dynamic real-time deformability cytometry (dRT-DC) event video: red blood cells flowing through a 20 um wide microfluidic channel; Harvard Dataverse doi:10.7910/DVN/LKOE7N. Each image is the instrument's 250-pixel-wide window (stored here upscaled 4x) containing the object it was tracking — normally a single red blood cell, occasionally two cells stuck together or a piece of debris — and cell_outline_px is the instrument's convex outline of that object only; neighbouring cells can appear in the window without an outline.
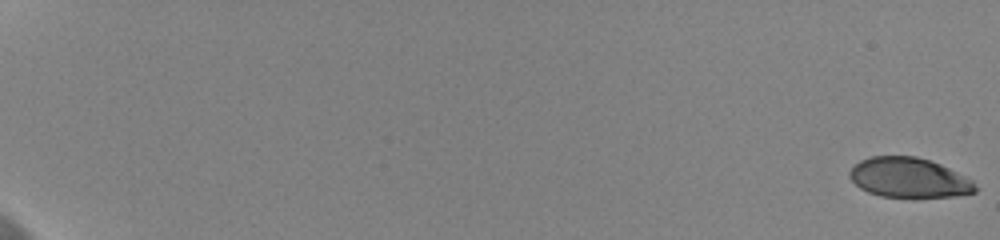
{"species": "human", "species_latin": "Homo sapiens", "temperature_condition": "cold", "stored_images_in_passage": 14, "camera_frame_rate_fps": 3000, "um_per_image_px": 0.085, "donor": {"sex": "female"}, "frame": {"image": 1, "passage_image": 1, "time_ms": 0.0, "image_size_px": [1000, 240], "cell_outline_px": [[976, 192], [952, 196], [912, 200], [880, 196], [868, 192], [860, 188], [848, 176], [848, 172], [860, 160], [872, 156], [916, 156], [940, 164], [972, 180], [976, 188]], "centroid_in_image_um": [77.24, 15.15], "position_along_channel_um": 7.8, "area_um2": 29.71}}
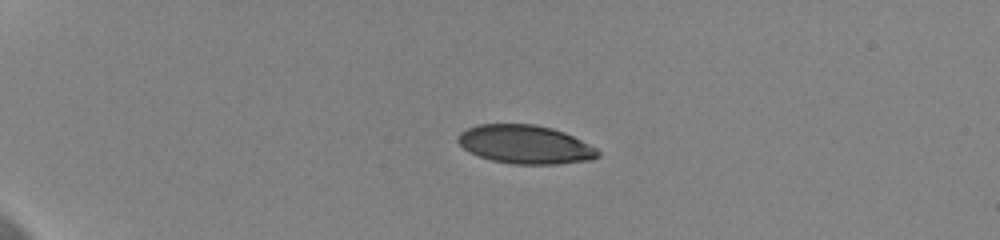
{"frame": {"image": 2, "passage_image": 10, "time_ms": 3.0, "image_size_px": [1000, 240], "cell_outline_px": [[600, 156], [592, 160], [556, 164], [512, 164], [492, 160], [468, 152], [456, 140], [456, 136], [460, 132], [476, 124], [532, 124], [552, 128], [564, 132], [596, 148], [600, 152]], "centroid_in_image_um": [44.62, 12.28], "position_along_channel_um": 40.4, "area_um2": 31.5}}
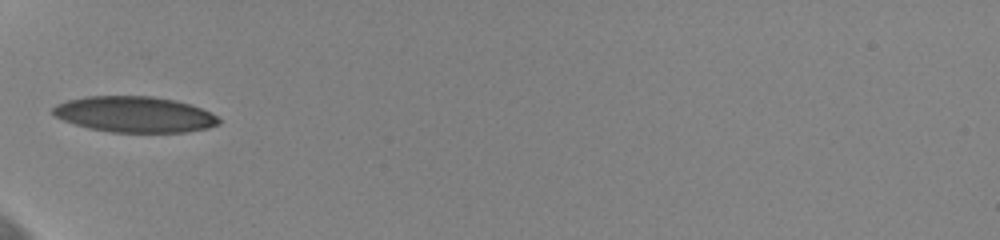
{"frame": {"image": 3, "passage_image": 13, "time_ms": 4.0, "image_size_px": [1000, 240], "cell_outline_px": [[220, 124], [208, 128], [184, 132], [112, 132], [88, 128], [64, 120], [56, 116], [52, 112], [52, 108], [56, 104], [68, 100], [88, 96], [152, 96], [176, 100], [200, 108], [216, 116], [220, 120]], "centroid_in_image_um": [11.43, 9.72], "position_along_channel_um": 73.6, "area_um2": 34.45}}